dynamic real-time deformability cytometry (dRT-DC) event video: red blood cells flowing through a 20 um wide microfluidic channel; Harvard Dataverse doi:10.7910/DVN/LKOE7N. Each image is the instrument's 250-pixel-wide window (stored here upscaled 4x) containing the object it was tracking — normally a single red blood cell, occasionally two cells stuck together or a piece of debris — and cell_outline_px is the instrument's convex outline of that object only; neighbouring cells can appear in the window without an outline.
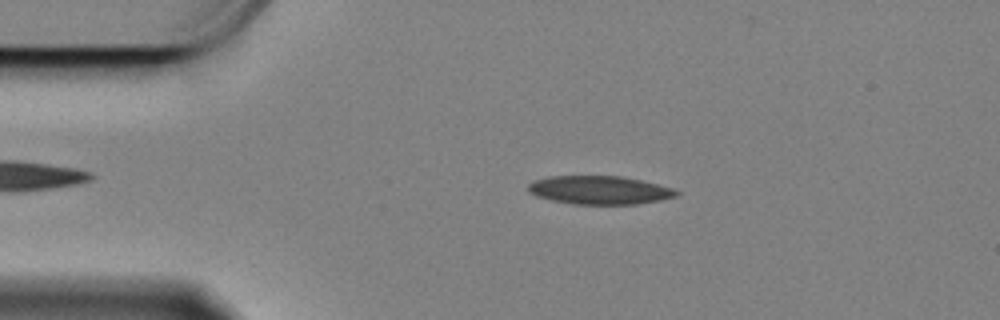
{"species": "Egyptian fruit bat (a non-hibernating species)", "species_latin": "Rousettus aegyptiacus", "temperature_condition": "cold", "stored_images_in_passage": 57, "camera_frame_rate_fps": 3000, "um_per_image_px": 0.085, "animal": {"sex": "female"}, "frame": {"image": 1, "passage_image": 10, "time_ms": 3.0, "image_size_px": [1000, 320], "cell_outline_px": [[680, 192], [676, 196], [660, 200], [636, 204], [572, 204], [552, 200], [536, 196], [528, 192], [528, 184], [532, 180], [548, 176], [620, 176], [640, 180], [672, 188]], "centroid_in_image_um": [50.9, 16.15], "position_along_channel_um": 34.1, "area_um2": 24.51}}
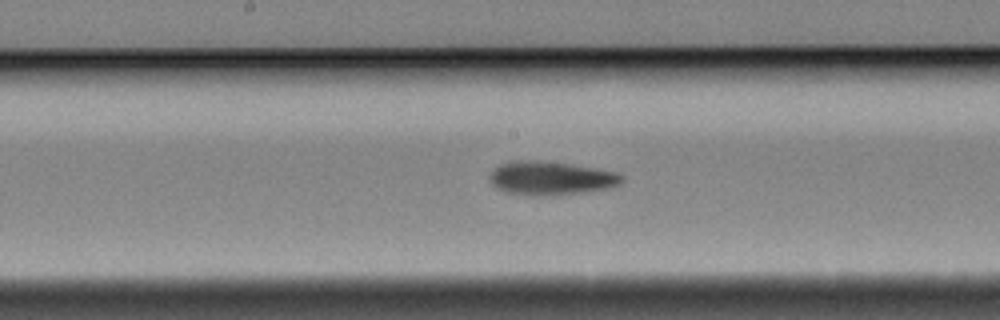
{"frame": {"image": 2, "passage_image": 28, "time_ms": 9.0, "image_size_px": [1000, 320], "cell_outline_px": [[624, 180], [620, 184], [612, 188], [552, 196], [544, 196], [508, 192], [496, 188], [488, 180], [488, 176], [492, 168], [500, 164], [512, 160], [540, 160], [596, 168], [620, 172], [624, 176]], "centroid_in_image_um": [46.83, 15.13], "position_along_channel_um": 201.4, "area_um2": 26.3}}
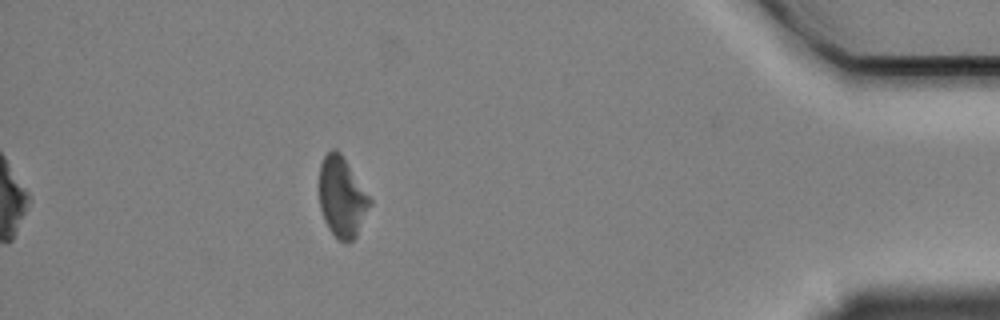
{"frame": {"image": 3, "passage_image": 51, "time_ms": 16.667, "image_size_px": [1000, 320], "cell_outline_px": [[372, 204], [356, 236], [348, 244], [340, 240], [328, 228], [324, 220], [320, 208], [320, 164], [324, 156], [332, 148], [336, 148], [340, 152], [372, 200]], "centroid_in_image_um": [29.07, 16.76], "position_along_channel_um": 406.1, "area_um2": 23.52}, "authors_computed_cell_mechanics": {"area_um2": 24.854, "velocity_mm_per_s": 3.3317, "shape_relaxation_time_tau1_ms": 5.8376, "shape_relaxation_time_tau2_ms": 10.3902, "deformation_change_tau1": 0.1257, "deformation_change_tau2": 0.1734}}